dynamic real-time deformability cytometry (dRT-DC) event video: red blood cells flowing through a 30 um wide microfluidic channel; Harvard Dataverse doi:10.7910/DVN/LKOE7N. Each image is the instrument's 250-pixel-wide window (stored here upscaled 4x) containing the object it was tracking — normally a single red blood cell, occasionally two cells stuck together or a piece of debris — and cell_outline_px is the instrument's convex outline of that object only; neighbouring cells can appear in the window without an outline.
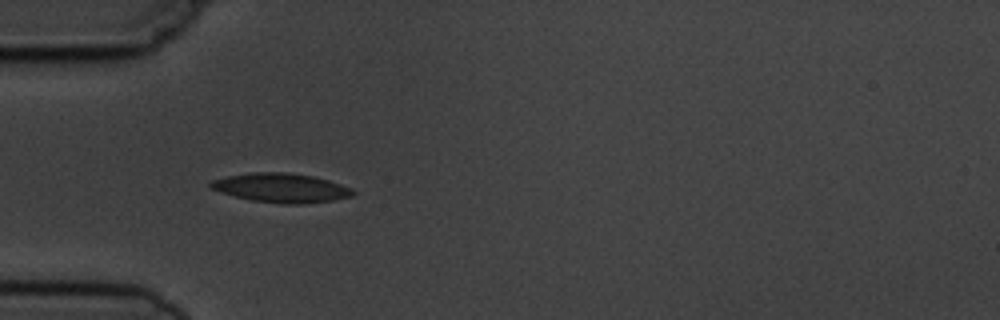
{"species": "common noctule bat (a hibernating species)", "species_latin": "Nyctalus noctula", "temperature_condition": "cold", "stored_images_in_passage": 3, "camera_frame_rate_fps": 3000, "um_per_image_px": 0.085, "animal": {"sex": "male", "body_mass_g": 19.5, "forearm_length_mm": 54.6}, "frame": {"image": 1, "passage_image": 2, "time_ms": 1.333, "image_size_px": [1000, 320], "cell_outline_px": [[356, 192], [352, 196], [332, 200], [304, 204], [280, 204], [252, 200], [220, 192], [212, 188], [208, 184], [212, 180], [228, 176], [248, 172], [288, 172], [312, 176], [328, 180], [352, 188]], "centroid_in_image_um": [23.91, 15.96], "position_along_channel_um": 61.1, "area_um2": 24.16}}
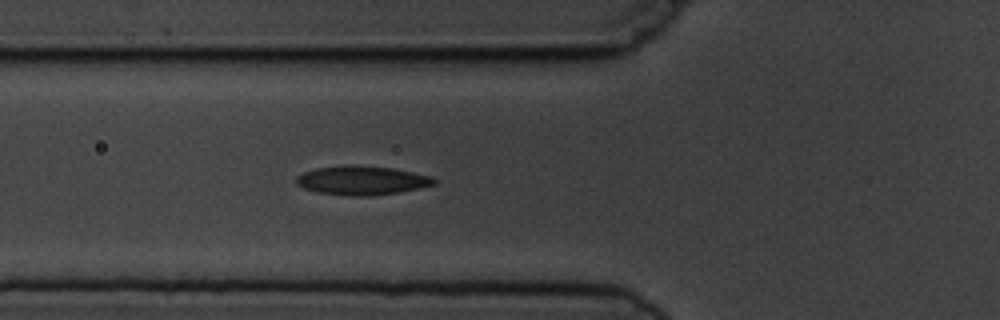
{"frame": {"image": 2, "passage_image": 3, "time_ms": 2.333, "image_size_px": [1000, 320], "cell_outline_px": [[436, 184], [420, 188], [400, 192], [368, 196], [348, 196], [316, 192], [304, 188], [296, 184], [296, 176], [304, 172], [316, 168], [348, 164], [352, 164], [392, 168], [432, 176], [436, 180]], "centroid_in_image_um": [30.75, 15.33], "position_along_channel_um": 95.0, "area_um2": 23.47}}